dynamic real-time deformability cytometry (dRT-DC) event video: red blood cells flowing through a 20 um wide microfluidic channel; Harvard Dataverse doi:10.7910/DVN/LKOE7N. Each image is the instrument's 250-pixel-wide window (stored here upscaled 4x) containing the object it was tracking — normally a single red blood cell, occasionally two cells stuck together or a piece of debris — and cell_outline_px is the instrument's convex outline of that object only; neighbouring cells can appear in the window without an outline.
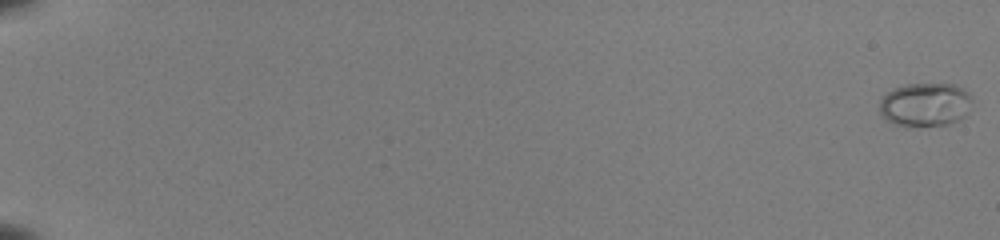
{"species": "common noctule bat (a hibernating species)", "species_latin": "Nyctalus noctula", "temperature_condition": "room temperature", "stored_images_in_passage": 56, "camera_frame_rate_fps": 3000, "um_per_image_px": 0.085, "animal": {"sex": "female", "body_mass_g": 22.0, "forearm_length_mm": 56.7}, "frame": {"image": 1, "passage_image": 1, "time_ms": 0.0, "image_size_px": [1000, 240], "cell_outline_px": [[972, 100], [964, 116], [948, 124], [896, 124], [888, 120], [880, 112], [880, 100], [892, 88], [908, 84], [956, 84], [964, 88], [972, 96]], "centroid_in_image_um": [78.66, 8.83], "position_along_channel_um": 6.3, "area_um2": 22.95}}
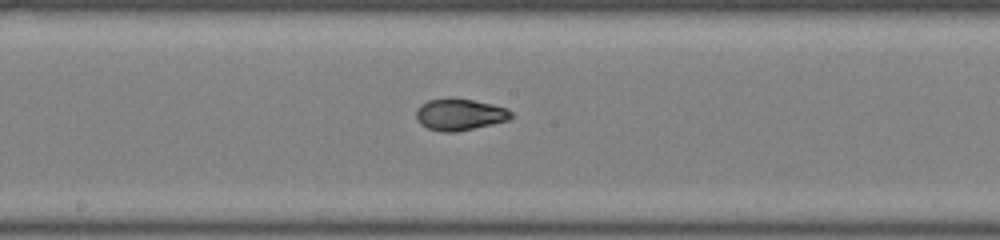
{"frame": {"image": 2, "passage_image": 33, "time_ms": 10.667, "image_size_px": [1000, 240], "cell_outline_px": [[512, 116], [508, 120], [492, 124], [456, 132], [440, 132], [428, 128], [420, 124], [416, 120], [416, 108], [420, 104], [428, 100], [452, 96], [492, 104], [508, 108], [512, 112]], "centroid_in_image_um": [39.03, 9.71], "position_along_channel_um": 209.2, "area_um2": 17.86}}
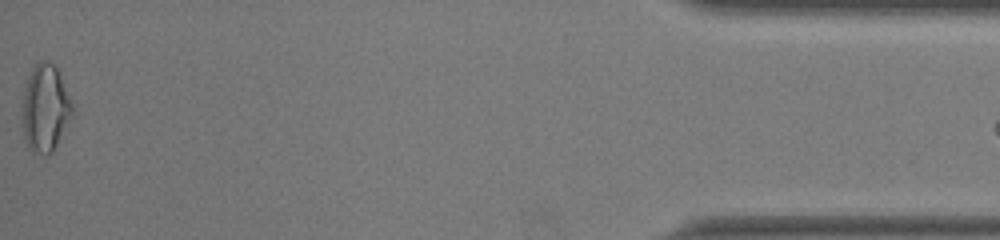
{"frame": {"image": 3, "passage_image": 55, "time_ms": 18.0, "image_size_px": [1000, 240], "cell_outline_px": [[72, 112], [52, 152], [48, 156], [32, 152], [28, 148], [24, 140], [24, 84], [32, 68], [40, 60], [48, 60], [56, 64], [72, 104]], "centroid_in_image_um": [3.83, 9.16], "position_along_channel_um": 431.4, "area_um2": 24.97}}